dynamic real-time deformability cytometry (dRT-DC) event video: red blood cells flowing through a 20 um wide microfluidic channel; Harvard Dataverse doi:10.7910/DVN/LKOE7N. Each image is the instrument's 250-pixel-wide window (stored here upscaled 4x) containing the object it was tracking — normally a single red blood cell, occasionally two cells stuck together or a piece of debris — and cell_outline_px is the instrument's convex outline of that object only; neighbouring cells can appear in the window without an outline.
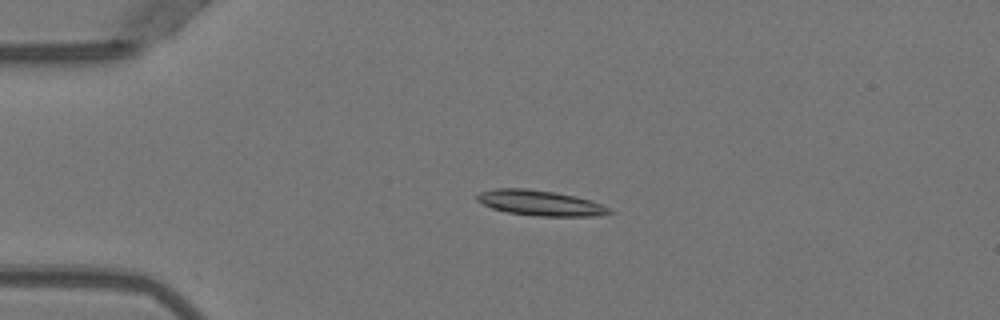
{"species": "Egyptian fruit bat (a non-hibernating species)", "species_latin": "Rousettus aegyptiacus", "temperature_condition": "warm", "stored_images_in_passage": 16, "camera_frame_rate_fps": 3000, "um_per_image_px": 0.085, "animal": {"sex": "female"}, "frame": {"image": 1, "passage_image": 11, "time_ms": 3.333, "image_size_px": [1000, 320], "cell_outline_px": [[616, 212], [600, 216], [536, 216], [508, 212], [492, 208], [476, 200], [476, 196], [480, 192], [496, 188], [528, 188], [556, 192], [576, 196], [592, 200], [612, 208]], "centroid_in_image_um": [46.0, 17.25], "position_along_channel_um": 39.0, "area_um2": 19.83}}